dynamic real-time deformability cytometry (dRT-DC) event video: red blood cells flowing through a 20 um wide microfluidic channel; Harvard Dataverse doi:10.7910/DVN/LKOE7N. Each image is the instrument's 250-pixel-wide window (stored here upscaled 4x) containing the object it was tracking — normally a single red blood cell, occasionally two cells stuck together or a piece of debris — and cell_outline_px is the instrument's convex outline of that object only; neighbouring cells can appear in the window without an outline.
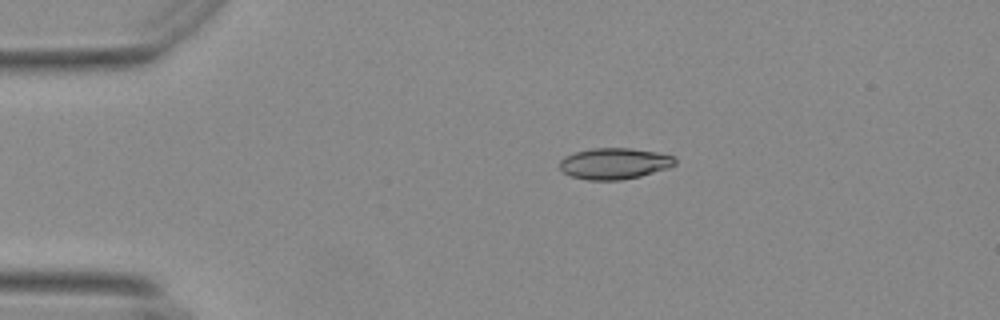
{"species": "Egyptian fruit bat (a non-hibernating species)", "species_latin": "Rousettus aegyptiacus", "temperature_condition": "warm", "stored_images_in_passage": 46, "camera_frame_rate_fps": 3000, "um_per_image_px": 0.085, "animal": {"sex": "female"}, "frame": {"image": 1, "passage_image": 1, "time_ms": 0.0, "image_size_px": [1000, 320], "cell_outline_px": [[676, 164], [668, 168], [640, 176], [620, 180], [588, 180], [572, 176], [564, 172], [560, 168], [560, 160], [564, 156], [576, 152], [592, 148], [632, 148], [656, 152], [676, 156]], "centroid_in_image_um": [52.25, 13.89], "position_along_channel_um": 32.8, "area_um2": 20.98}}
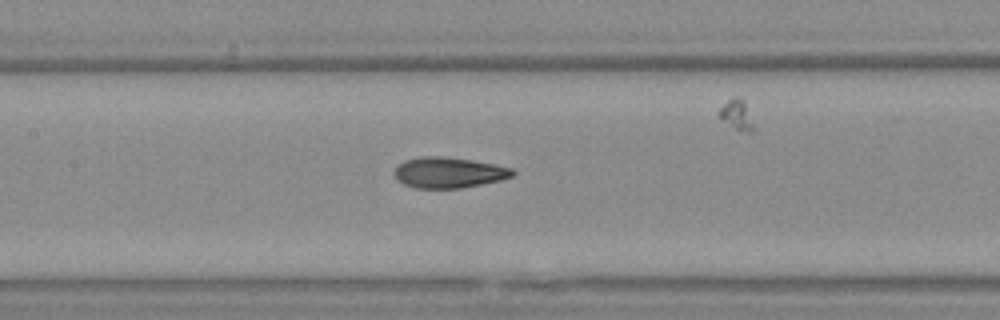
{"frame": {"image": 2, "passage_image": 16, "time_ms": 5.0, "image_size_px": [1000, 320], "cell_outline_px": [[516, 172], [512, 176], [500, 180], [460, 188], [416, 188], [404, 184], [396, 180], [396, 168], [404, 160], [420, 156], [444, 156], [472, 160], [496, 164], [516, 168]], "centroid_in_image_um": [38.18, 14.65], "position_along_channel_um": 169.2, "area_um2": 21.21}}
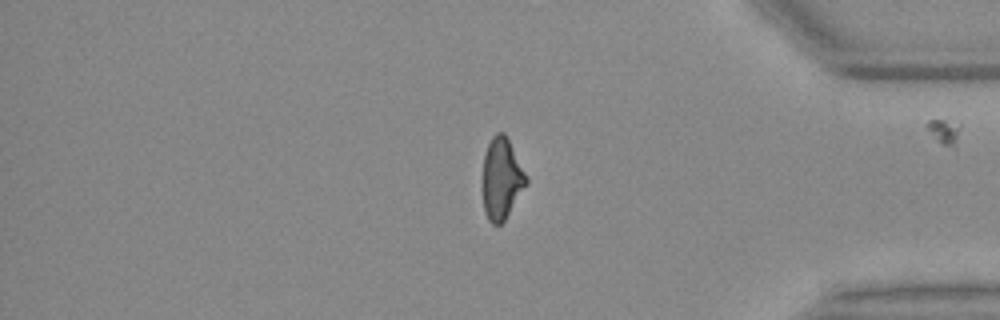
{"frame": {"image": 3, "passage_image": 36, "time_ms": 11.667, "image_size_px": [1000, 320], "cell_outline_px": [[528, 184], [504, 220], [500, 224], [492, 224], [488, 220], [484, 212], [484, 156], [488, 144], [492, 136], [496, 132], [504, 132], [508, 136], [528, 176]], "centroid_in_image_um": [42.68, 15.14], "position_along_channel_um": 392.5, "area_um2": 20.75}, "authors_computed_cell_mechanics": {"area_um2": 21.1837, "velocity_mm_per_s": 3.7175, "shape_relaxation_time_tau1_ms": 8.8851, "shape_relaxation_time_tau2_ms": 1.5079, "deformation_change_tau1": 0.2363, "deformation_change_tau2": 0.0665}}